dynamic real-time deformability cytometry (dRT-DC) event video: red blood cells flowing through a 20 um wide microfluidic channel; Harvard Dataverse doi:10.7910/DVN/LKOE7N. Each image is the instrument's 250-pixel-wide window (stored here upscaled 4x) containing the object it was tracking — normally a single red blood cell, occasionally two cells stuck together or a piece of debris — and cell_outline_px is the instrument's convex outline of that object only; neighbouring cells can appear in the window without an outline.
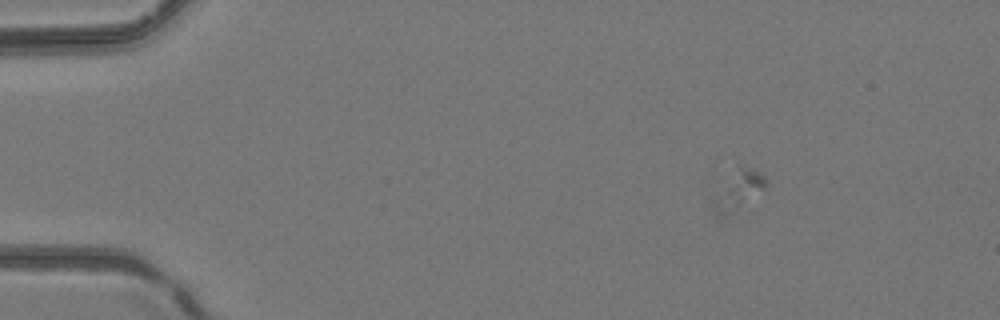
{"species": "common noctule bat (a hibernating species)", "species_latin": "Nyctalus noctula", "temperature_condition": "room temperature", "stored_images_in_passage": 5, "camera_frame_rate_fps": 3000, "um_per_image_px": 0.085, "animal": {"sex": "female", "body_mass_g": 24.6, "forearm_length_mm": 56.2}, "frame": {"image": 1, "passage_image": 1, "time_ms": 0.0, "image_size_px": [1000, 320], "cell_outline_px": [[768, 180], [764, 188], [724, 216], [716, 212], [712, 208], [712, 200], [736, 164], [740, 164], [760, 172]], "centroid_in_image_um": [62.73, 16.06], "position_along_channel_um": 22.3, "area_um2": 11.39}}